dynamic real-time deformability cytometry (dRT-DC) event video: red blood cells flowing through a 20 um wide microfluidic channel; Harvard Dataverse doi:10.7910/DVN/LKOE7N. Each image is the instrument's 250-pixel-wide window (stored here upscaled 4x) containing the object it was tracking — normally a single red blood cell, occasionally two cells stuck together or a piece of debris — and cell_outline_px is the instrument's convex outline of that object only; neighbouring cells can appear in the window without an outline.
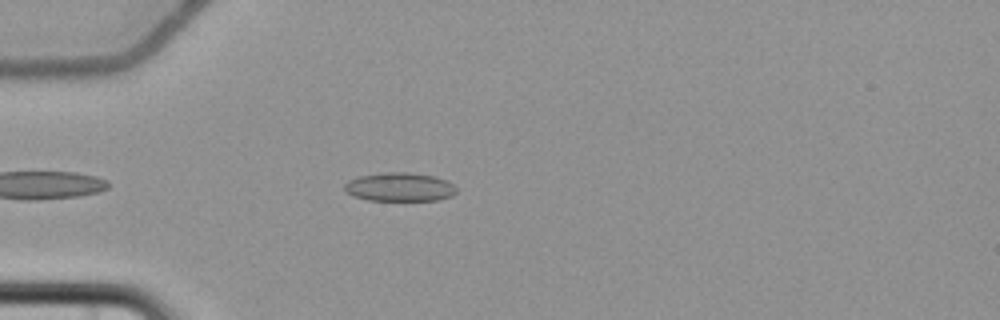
{"species": "common noctule bat (a hibernating species)", "species_latin": "Nyctalus noctula", "temperature_condition": "cold", "stored_images_in_passage": 2, "camera_frame_rate_fps": 3000, "um_per_image_px": 0.085, "animal": {"sex": "female", "body_mass_g": 22.7, "forearm_length_mm": 54.2}, "frame": {"image": 1, "passage_image": 2, "time_ms": 1.333, "image_size_px": [1000, 320], "cell_outline_px": [[456, 192], [452, 196], [436, 200], [368, 200], [352, 196], [344, 192], [344, 184], [348, 180], [360, 176], [380, 172], [408, 172], [432, 176], [444, 180], [452, 184], [456, 188]], "centroid_in_image_um": [33.91, 15.89], "position_along_channel_um": 51.1, "area_um2": 18.73}}